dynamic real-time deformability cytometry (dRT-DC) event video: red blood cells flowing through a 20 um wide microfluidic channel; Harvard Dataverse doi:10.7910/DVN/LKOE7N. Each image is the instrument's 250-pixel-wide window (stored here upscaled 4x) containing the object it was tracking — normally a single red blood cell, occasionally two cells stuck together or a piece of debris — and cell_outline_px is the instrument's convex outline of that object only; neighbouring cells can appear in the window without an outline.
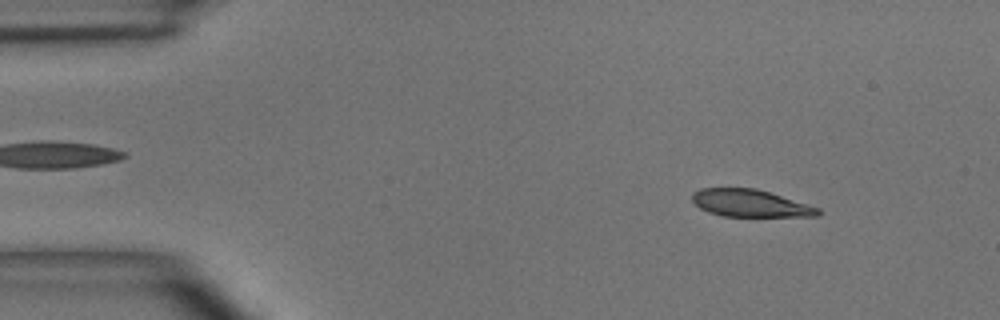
{"species": "common noctule bat (a hibernating species)", "species_latin": "Nyctalus noctula", "temperature_condition": "room temperature", "stored_images_in_passage": 4, "segment_of_instrument_passage": [1, 2], "camera_frame_rate_fps": 3000, "um_per_image_px": 0.085, "animal": {"sex": "male", "body_mass_g": 15.6}, "frame": {"image": 1, "passage_image": 1, "time_ms": 0.0, "image_size_px": [1000, 320], "cell_outline_px": [[820, 216], [724, 216], [708, 212], [700, 208], [692, 200], [692, 192], [700, 188], [756, 188], [808, 204], [820, 208]], "centroid_in_image_um": [63.76, 17.27], "position_along_channel_um": 21.2, "area_um2": 19.94}}